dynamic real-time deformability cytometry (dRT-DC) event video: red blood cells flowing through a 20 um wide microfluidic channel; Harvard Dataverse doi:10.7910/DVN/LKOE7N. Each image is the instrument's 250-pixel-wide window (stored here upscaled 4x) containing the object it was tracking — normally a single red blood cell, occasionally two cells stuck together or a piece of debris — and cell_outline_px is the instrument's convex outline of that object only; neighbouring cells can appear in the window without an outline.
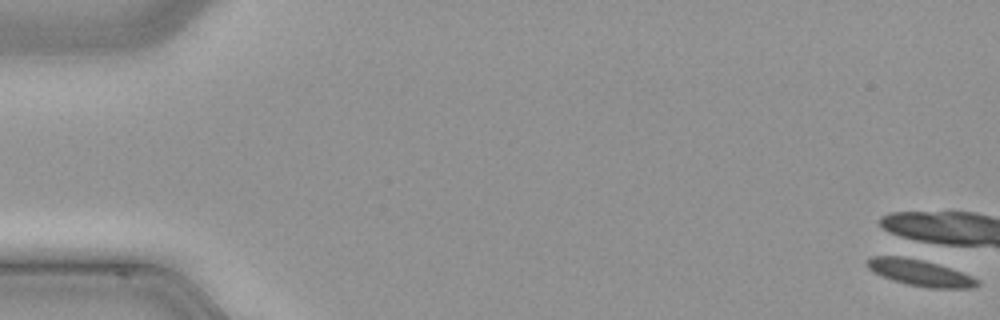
{"species": "common noctule bat (a hibernating species)", "species_latin": "Nyctalus noctula", "temperature_condition": "cold", "stored_images_in_passage": 2, "camera_frame_rate_fps": 3000, "um_per_image_px": 0.085, "animal": {"sex": "male", "body_mass_g": 21.5, "forearm_length_mm": 52.0}, "frame": {"image": 1, "passage_image": 1, "time_ms": 0.0, "image_size_px": [1000, 320], "cell_outline_px": [[980, 284], [972, 288], [932, 288], [908, 284], [884, 276], [868, 268], [864, 264], [864, 260], [872, 256], [916, 256], [972, 276], [980, 280]], "centroid_in_image_um": [78.21, 23.15], "position_along_channel_um": 6.8, "area_um2": 17.05}}